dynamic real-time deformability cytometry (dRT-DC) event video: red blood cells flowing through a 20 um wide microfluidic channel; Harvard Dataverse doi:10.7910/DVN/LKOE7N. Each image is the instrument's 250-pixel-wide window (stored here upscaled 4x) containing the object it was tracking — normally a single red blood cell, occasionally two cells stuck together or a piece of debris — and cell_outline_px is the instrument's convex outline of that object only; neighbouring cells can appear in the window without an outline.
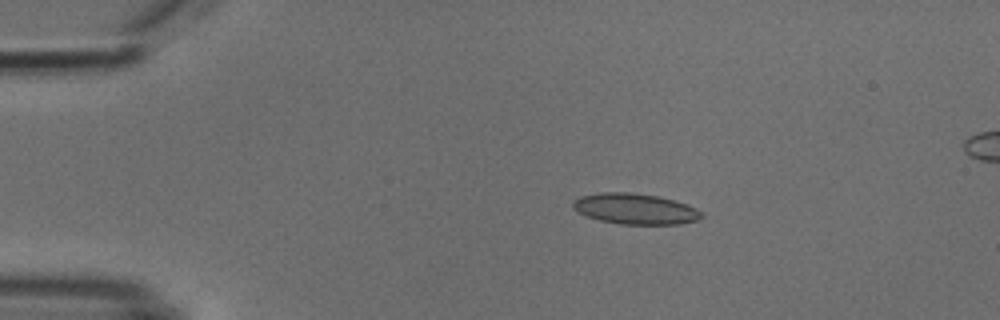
{"species": "common noctule bat (a hibernating species)", "species_latin": "Nyctalus noctula", "temperature_condition": "cold", "stored_images_in_passage": 5, "segment_of_instrument_passage": [1, 2], "camera_frame_rate_fps": 3000, "um_per_image_px": 0.085, "animal": {"sex": "male", "body_mass_g": 18.8}, "frame": {"image": 1, "passage_image": 3, "time_ms": 2.667, "image_size_px": [1000, 320], "cell_outline_px": [[704, 216], [700, 220], [680, 224], [620, 224], [600, 220], [576, 212], [572, 208], [572, 200], [580, 196], [600, 192], [632, 192], [660, 196], [676, 200], [688, 204], [704, 212]], "centroid_in_image_um": [54.02, 17.74], "position_along_channel_um": 31.0, "area_um2": 23.52}}